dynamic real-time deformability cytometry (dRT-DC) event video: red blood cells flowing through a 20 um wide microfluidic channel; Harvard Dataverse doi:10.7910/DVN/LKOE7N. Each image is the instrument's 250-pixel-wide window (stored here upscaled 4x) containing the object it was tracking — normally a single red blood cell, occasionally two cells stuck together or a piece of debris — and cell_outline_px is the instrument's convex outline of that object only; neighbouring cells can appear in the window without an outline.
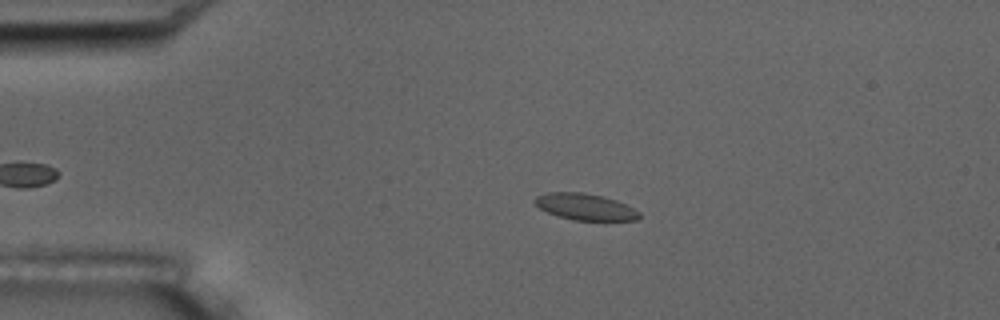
{"species": "common noctule bat (a hibernating species)", "species_latin": "Nyctalus noctula", "temperature_condition": "room temperature", "stored_images_in_passage": 5, "camera_frame_rate_fps": 3000, "um_per_image_px": 0.085, "animal": {"sex": "male", "body_mass_g": 17.5, "forearm_length_mm": 52.3}, "frame": {"image": 1, "passage_image": 2, "time_ms": 1.0, "image_size_px": [1000, 320], "cell_outline_px": [[640, 216], [636, 220], [572, 220], [548, 212], [540, 208], [532, 200], [536, 196], [548, 192], [584, 192], [604, 196], [616, 200], [640, 212]], "centroid_in_image_um": [49.72, 17.56], "position_along_channel_um": 35.3, "area_um2": 16.01}}
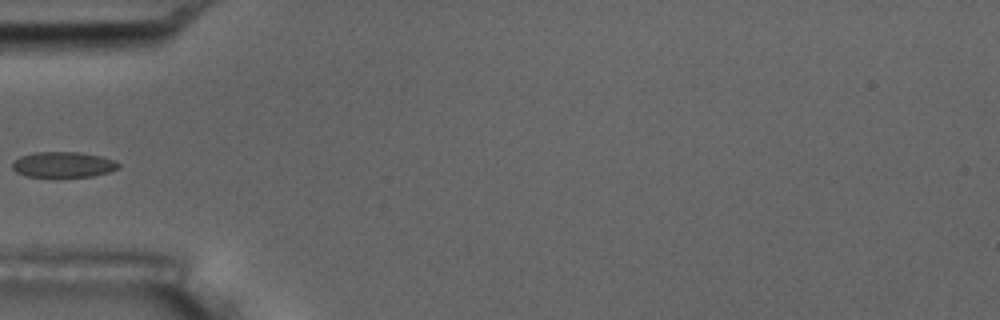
{"frame": {"image": 2, "passage_image": 4, "time_ms": 3.333, "image_size_px": [1000, 320], "cell_outline_px": [[120, 168], [108, 172], [92, 176], [64, 180], [24, 176], [16, 172], [12, 168], [12, 164], [20, 156], [36, 152], [80, 152], [100, 156], [116, 160], [120, 164]], "centroid_in_image_um": [5.38, 14.04], "position_along_channel_um": 79.6, "area_um2": 16.7}}